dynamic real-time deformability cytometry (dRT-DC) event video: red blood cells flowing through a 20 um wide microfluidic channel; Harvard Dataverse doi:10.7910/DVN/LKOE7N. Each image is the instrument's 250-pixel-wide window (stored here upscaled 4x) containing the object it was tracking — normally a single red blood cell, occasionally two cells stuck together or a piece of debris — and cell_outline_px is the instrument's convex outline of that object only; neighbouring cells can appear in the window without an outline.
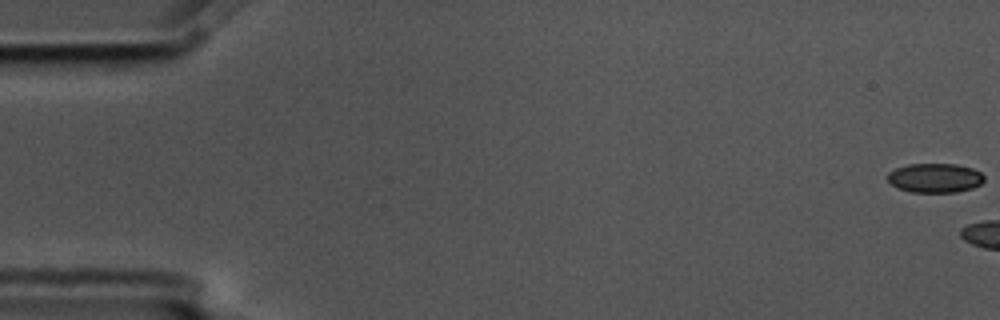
{"species": "common noctule bat (a hibernating species)", "species_latin": "Nyctalus noctula", "temperature_condition": "cold", "stored_images_in_passage": 6, "camera_frame_rate_fps": 3000, "um_per_image_px": 0.085, "animal": {"sex": "male", "body_mass_g": 17.5, "forearm_length_mm": 52.3}, "frame": {"image": 1, "passage_image": 1, "time_ms": 0.0, "image_size_px": [1000, 320], "cell_outline_px": [[984, 180], [980, 184], [972, 188], [956, 192], [912, 192], [896, 188], [888, 180], [888, 172], [896, 168], [908, 164], [956, 164], [972, 168], [980, 172], [984, 176]], "centroid_in_image_um": [79.46, 15.12], "position_along_channel_um": 5.5, "area_um2": 16.47}}